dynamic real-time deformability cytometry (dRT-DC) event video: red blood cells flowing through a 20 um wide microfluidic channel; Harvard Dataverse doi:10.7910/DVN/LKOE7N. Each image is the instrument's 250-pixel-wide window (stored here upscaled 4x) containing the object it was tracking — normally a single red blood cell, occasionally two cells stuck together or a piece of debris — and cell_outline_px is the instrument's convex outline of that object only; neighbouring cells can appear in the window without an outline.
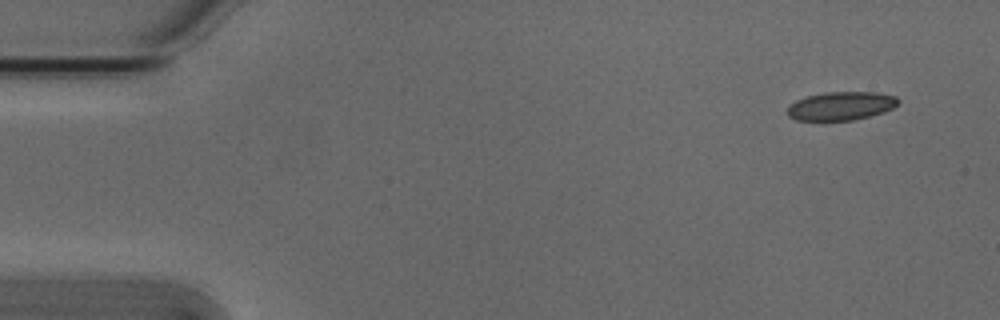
{"species": "Egyptian fruit bat (a non-hibernating species)", "species_latin": "Rousettus aegyptiacus", "temperature_condition": "cold", "stored_images_in_passage": 6, "camera_frame_rate_fps": 3000, "um_per_image_px": 0.085, "animal": {"sex": "male"}, "frame": {"image": 1, "passage_image": 1, "time_ms": 0.0, "image_size_px": [1000, 320], "cell_outline_px": [[900, 100], [892, 108], [884, 112], [852, 120], [796, 120], [788, 116], [788, 108], [796, 100], [808, 96], [824, 92], [876, 92], [896, 96]], "centroid_in_image_um": [71.5, 9.0], "position_along_channel_um": 13.5, "area_um2": 18.21}}